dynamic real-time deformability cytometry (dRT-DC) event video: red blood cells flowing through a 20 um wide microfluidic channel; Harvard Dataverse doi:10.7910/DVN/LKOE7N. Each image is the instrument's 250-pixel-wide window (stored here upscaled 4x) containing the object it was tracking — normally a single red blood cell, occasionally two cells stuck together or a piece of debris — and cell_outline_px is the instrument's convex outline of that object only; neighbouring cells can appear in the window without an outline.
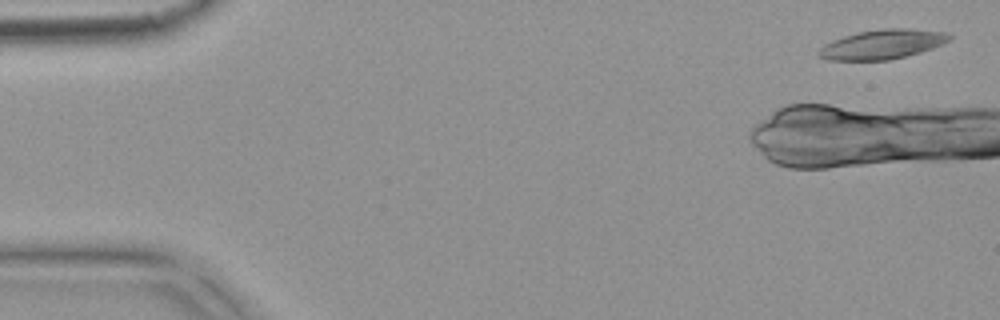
{"species": "common noctule bat (a hibernating species)", "species_latin": "Nyctalus noctula", "temperature_condition": "warm", "stored_images_in_passage": 5, "camera_frame_rate_fps": 3000, "um_per_image_px": 0.085, "animal": {"sex": "female", "body_mass_g": 18.4}, "frame": {"image": 1, "passage_image": 1, "time_ms": 0.0, "image_size_px": [1000, 320], "cell_outline_px": [[952, 36], [948, 40], [932, 48], [920, 52], [888, 60], [828, 60], [820, 56], [816, 52], [824, 44], [832, 40], [844, 36], [860, 32], [884, 28], [908, 28], [944, 32]], "centroid_in_image_um": [74.96, 3.76], "position_along_channel_um": 10.0, "area_um2": 22.14}}